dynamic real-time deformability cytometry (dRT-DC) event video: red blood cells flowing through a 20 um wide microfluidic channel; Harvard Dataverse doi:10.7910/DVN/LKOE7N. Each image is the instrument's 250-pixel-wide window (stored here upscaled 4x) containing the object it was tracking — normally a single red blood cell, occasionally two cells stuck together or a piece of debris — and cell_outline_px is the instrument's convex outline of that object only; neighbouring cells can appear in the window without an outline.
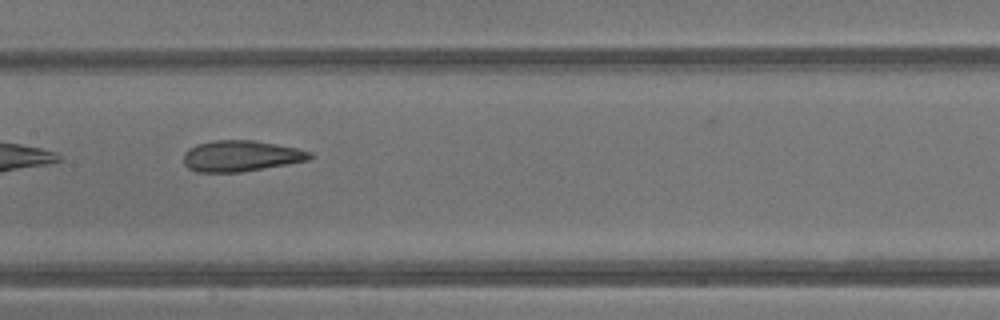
{"species": "common noctule bat (a hibernating species)", "species_latin": "Nyctalus noctula", "temperature_condition": "warm", "stored_images_in_passage": 11, "camera_frame_rate_fps": 3000, "um_per_image_px": 0.085, "animal": {"sex": "male", "body_mass_g": 13.3}, "frame": {"image": 1, "passage_image": 8, "time_ms": 2.333, "image_size_px": [1000, 320], "cell_outline_px": [[312, 156], [308, 160], [264, 168], [240, 172], [196, 172], [188, 168], [184, 164], [184, 152], [188, 148], [196, 144], [212, 140], [252, 140], [296, 148], [312, 152]], "centroid_in_image_um": [20.42, 13.25], "position_along_channel_um": 187.0, "area_um2": 22.72}}